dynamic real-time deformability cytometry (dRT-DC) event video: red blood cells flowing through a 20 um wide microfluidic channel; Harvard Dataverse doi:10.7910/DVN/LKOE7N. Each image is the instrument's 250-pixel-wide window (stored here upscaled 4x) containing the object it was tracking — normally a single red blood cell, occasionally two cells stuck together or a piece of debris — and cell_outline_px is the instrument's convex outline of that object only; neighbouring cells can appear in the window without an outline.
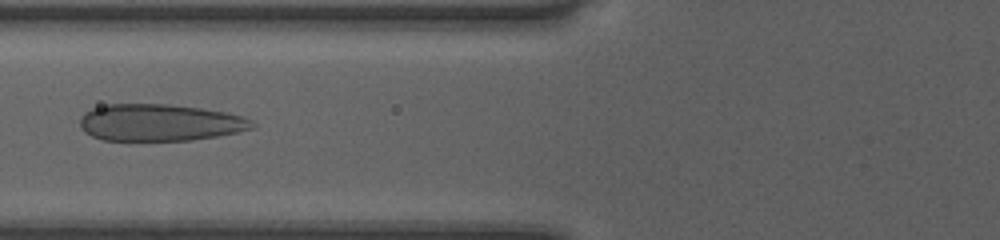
{"species": "human", "species_latin": "Homo sapiens", "temperature_condition": "room temperature", "stored_images_in_passage": 40, "camera_frame_rate_fps": 3000, "um_per_image_px": 0.085, "donor": {"sex": "female"}, "frame": {"image": 1, "passage_image": 10, "time_ms": 3.0, "image_size_px": [1000, 240], "cell_outline_px": [[256, 124], [252, 128], [236, 132], [216, 136], [188, 140], [104, 140], [92, 136], [84, 132], [80, 124], [80, 120], [92, 108], [108, 104], [168, 104], [200, 108], [224, 112], [244, 116], [252, 120]], "centroid_in_image_um": [13.6, 10.41], "position_along_channel_um": 112.2, "area_um2": 36.7}}
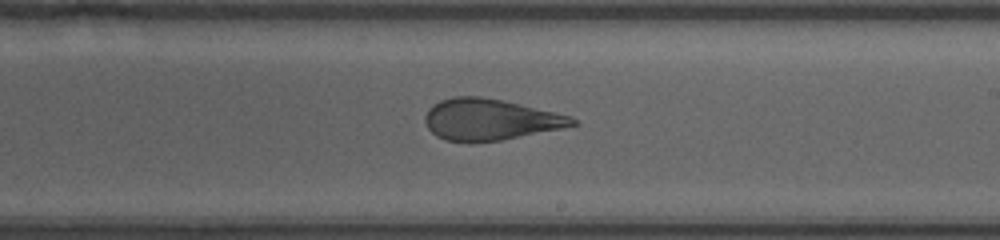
{"frame": {"image": 2, "passage_image": 20, "time_ms": 6.333, "image_size_px": [1000, 240], "cell_outline_px": [[580, 124], [500, 140], [444, 140], [436, 136], [428, 128], [424, 120], [424, 116], [428, 108], [432, 104], [440, 100], [452, 96], [480, 96], [504, 100], [572, 116]], "centroid_in_image_um": [41.62, 10.12], "position_along_channel_um": 247.4, "area_um2": 35.03}}
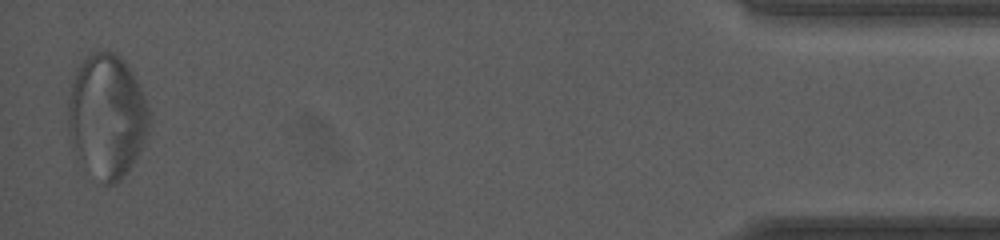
{"frame": {"image": 3, "passage_image": 39, "time_ms": 12.667, "image_size_px": [1000, 240], "cell_outline_px": [[148, 128], [144, 144], [128, 172], [120, 180], [112, 184], [104, 184], [72, 152], [68, 136], [68, 100], [76, 68], [92, 52], [112, 52], [120, 56], [124, 60], [132, 72], [148, 104]], "centroid_in_image_um": [9.07, 9.88], "position_along_channel_um": 426.1, "area_um2": 58.44}}